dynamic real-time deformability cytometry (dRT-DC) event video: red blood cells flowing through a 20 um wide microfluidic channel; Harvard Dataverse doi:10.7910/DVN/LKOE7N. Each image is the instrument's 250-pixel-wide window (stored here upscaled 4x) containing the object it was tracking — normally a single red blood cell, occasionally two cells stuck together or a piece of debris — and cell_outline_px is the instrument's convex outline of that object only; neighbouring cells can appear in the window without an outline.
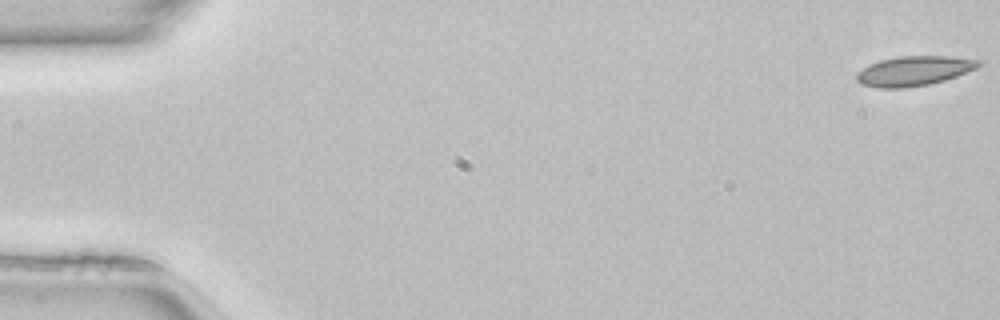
{"species": "common noctule bat (a hibernating species)", "species_latin": "Nyctalus noctula", "temperature_condition": "room temperature", "stored_images_in_passage": 51, "camera_frame_rate_fps": 3000, "um_per_image_px": 0.085, "animal": {"sex": "female", "body_mass_g": 22.7, "forearm_length_mm": 54.2}, "frame": {"image": 1, "passage_image": 1, "time_ms": 0.0, "image_size_px": [1000, 320], "cell_outline_px": [[984, 64], [976, 68], [956, 76], [944, 80], [928, 84], [904, 88], [876, 88], [860, 84], [856, 80], [856, 72], [880, 60], [900, 56], [948, 56], [984, 60]], "centroid_in_image_um": [77.71, 6.02], "position_along_channel_um": 7.3, "area_um2": 21.15}}
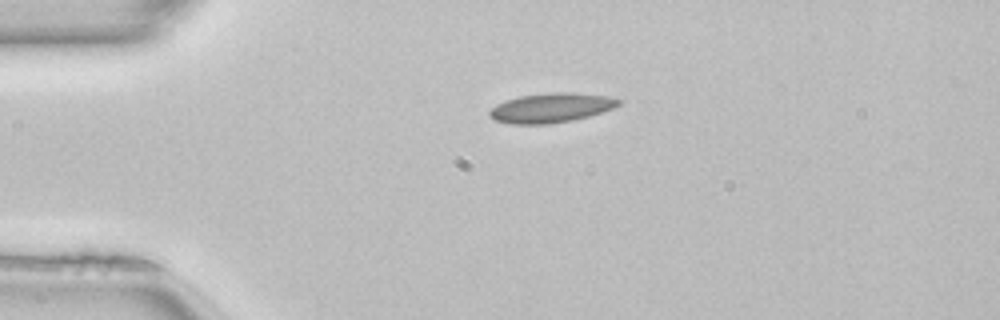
{"frame": {"image": 2, "passage_image": 12, "time_ms": 3.667, "image_size_px": [1000, 320], "cell_outline_px": [[620, 104], [612, 108], [588, 116], [572, 120], [548, 124], [512, 124], [496, 120], [488, 116], [488, 112], [496, 104], [504, 100], [520, 96], [552, 92], [568, 92], [608, 96], [620, 100]], "centroid_in_image_um": [46.79, 9.16], "position_along_channel_um": 38.2, "area_um2": 22.02}}
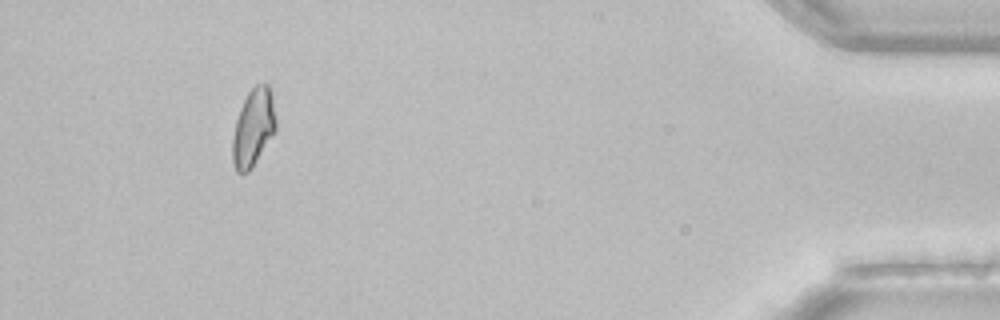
{"frame": {"image": 3, "passage_image": 47, "time_ms": 15.333, "image_size_px": [1000, 320], "cell_outline_px": [[276, 132], [248, 172], [240, 176], [236, 172], [232, 160], [232, 140], [236, 120], [240, 108], [248, 92], [256, 84], [268, 84], [272, 96], [276, 120]], "centroid_in_image_um": [21.52, 10.88], "position_along_channel_um": 413.7, "area_um2": 19.71}, "authors_computed_cell_mechanics": {"area_um2": 20.1722, "velocity_mm_per_s": 4.0717, "shape_relaxation_time_tau1_ms": null, "shape_relaxation_time_tau2_ms": 1.866, "deformation_change_tau1": null, "deformation_change_tau2": 0.0887}}